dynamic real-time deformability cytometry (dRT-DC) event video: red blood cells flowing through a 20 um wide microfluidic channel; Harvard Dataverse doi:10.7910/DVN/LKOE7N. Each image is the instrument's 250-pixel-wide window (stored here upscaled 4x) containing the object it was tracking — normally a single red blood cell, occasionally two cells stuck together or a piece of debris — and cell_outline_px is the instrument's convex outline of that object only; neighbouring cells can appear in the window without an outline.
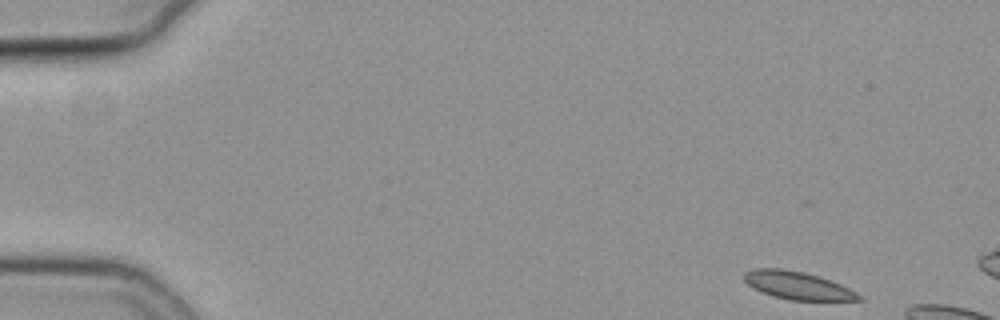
{"species": "common noctule bat (a hibernating species)", "species_latin": "Nyctalus noctula", "temperature_condition": "cold", "stored_images_in_passage": 8, "camera_frame_rate_fps": 3000, "um_per_image_px": 0.085, "animal": {"sex": "female", "body_mass_g": 19.3, "forearm_length_mm": 54.1}, "frame": {"image": 1, "passage_image": 1, "time_ms": 0.0, "image_size_px": [1000, 320], "cell_outline_px": [[864, 300], [788, 300], [772, 296], [748, 284], [744, 280], [744, 272], [752, 268], [780, 268], [804, 272], [840, 284], [864, 296]], "centroid_in_image_um": [67.8, 24.26], "position_along_channel_um": 17.2, "area_um2": 18.38}}